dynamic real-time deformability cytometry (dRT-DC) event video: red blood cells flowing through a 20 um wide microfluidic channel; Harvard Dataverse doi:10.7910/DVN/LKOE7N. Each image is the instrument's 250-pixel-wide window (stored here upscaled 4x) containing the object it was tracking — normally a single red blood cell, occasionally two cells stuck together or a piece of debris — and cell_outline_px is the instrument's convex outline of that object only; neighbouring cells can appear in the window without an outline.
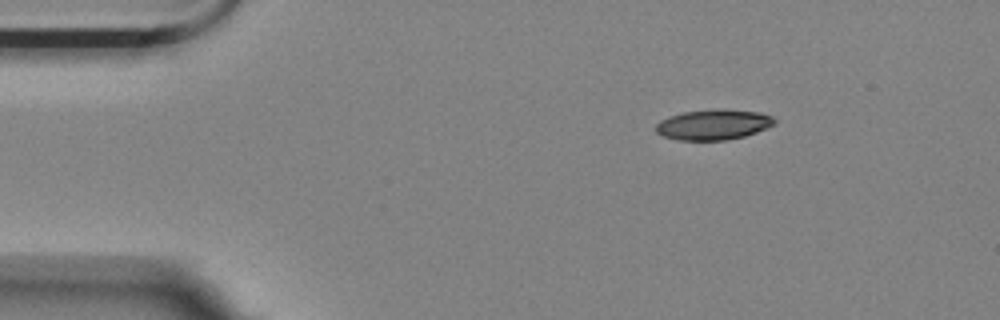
{"species": "Egyptian fruit bat (a non-hibernating species)", "species_latin": "Rousettus aegyptiacus", "temperature_condition": "room temperature", "stored_images_in_passage": 4, "camera_frame_rate_fps": 3000, "um_per_image_px": 0.085, "animal": {"sex": "female"}, "frame": {"image": 1, "passage_image": 1, "time_ms": 0.0, "image_size_px": [1000, 320], "cell_outline_px": [[776, 124], [756, 132], [744, 136], [728, 140], [676, 140], [664, 136], [656, 132], [656, 124], [660, 120], [668, 116], [684, 112], [720, 108], [724, 108], [760, 112], [772, 116], [776, 120]], "centroid_in_image_um": [60.65, 10.58], "position_along_channel_um": 24.3, "area_um2": 21.21}}